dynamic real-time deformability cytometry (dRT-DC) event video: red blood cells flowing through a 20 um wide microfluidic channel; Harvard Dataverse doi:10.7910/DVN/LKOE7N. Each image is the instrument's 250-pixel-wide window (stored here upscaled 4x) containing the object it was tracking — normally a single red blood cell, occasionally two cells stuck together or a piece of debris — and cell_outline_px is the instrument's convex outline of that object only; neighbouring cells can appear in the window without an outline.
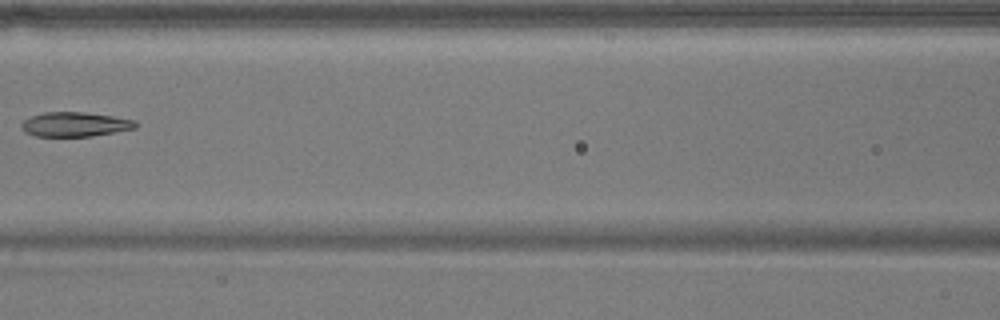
{"species": "common noctule bat (a hibernating species)", "species_latin": "Nyctalus noctula", "temperature_condition": "warm", "stored_images_in_passage": 7, "camera_frame_rate_fps": 3000, "um_per_image_px": 0.085, "animal": {"sex": "male", "body_mass_g": 17.9}, "frame": {"image": 1, "passage_image": 6, "time_ms": 6.667, "image_size_px": [1000, 320], "cell_outline_px": [[140, 124], [136, 128], [92, 136], [36, 136], [24, 132], [20, 124], [24, 120], [32, 116], [44, 112], [84, 112], [112, 116], [136, 120]], "centroid_in_image_um": [6.4, 10.57], "position_along_channel_um": 160.2, "area_um2": 16.3}}
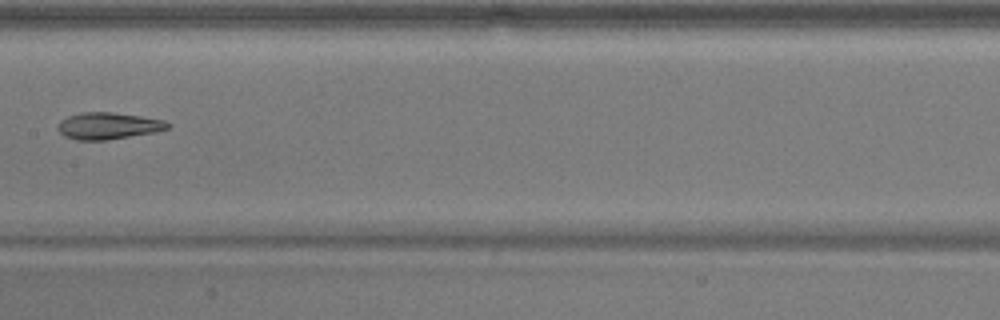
{"frame": {"image": 2, "passage_image": 7, "time_ms": 7.667, "image_size_px": [1000, 320], "cell_outline_px": [[168, 128], [152, 132], [104, 140], [76, 140], [64, 136], [56, 128], [60, 120], [68, 116], [80, 112], [112, 112], [140, 116], [164, 120], [168, 124]], "centroid_in_image_um": [9.11, 10.68], "position_along_channel_um": 198.3, "area_um2": 16.88}}